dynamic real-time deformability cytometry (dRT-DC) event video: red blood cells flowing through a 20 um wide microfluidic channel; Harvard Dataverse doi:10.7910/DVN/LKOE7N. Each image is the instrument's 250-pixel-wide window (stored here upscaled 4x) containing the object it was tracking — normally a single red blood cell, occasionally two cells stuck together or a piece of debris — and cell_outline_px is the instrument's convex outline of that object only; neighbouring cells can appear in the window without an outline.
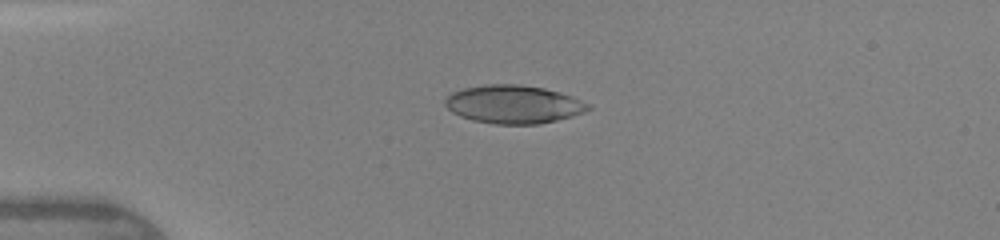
{"species": "human", "species_latin": "Homo sapiens", "temperature_condition": "warm", "stored_images_in_passage": 37, "camera_frame_rate_fps": 3000, "um_per_image_px": 0.085, "donor": {"sex": "female"}, "frame": {"image": 1, "passage_image": 2, "time_ms": 0.333, "image_size_px": [1000, 240], "cell_outline_px": [[592, 108], [584, 112], [572, 116], [540, 124], [496, 124], [472, 120], [460, 116], [452, 112], [444, 104], [444, 100], [452, 92], [464, 88], [488, 84], [516, 84], [544, 88], [560, 92], [572, 96], [592, 104]], "centroid_in_image_um": [43.67, 8.87], "position_along_channel_um": 41.3, "area_um2": 31.96}}
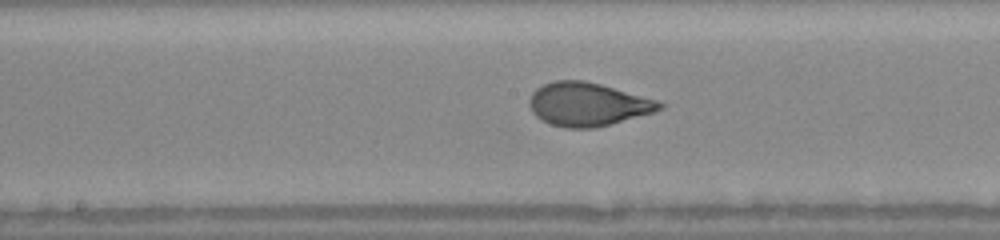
{"frame": {"image": 2, "passage_image": 15, "time_ms": 4.667, "image_size_px": [1000, 240], "cell_outline_px": [[664, 108], [652, 112], [608, 124], [592, 128], [564, 128], [552, 124], [536, 116], [532, 112], [528, 104], [532, 92], [536, 88], [544, 84], [556, 80], [584, 80], [600, 84], [656, 100], [664, 104]], "centroid_in_image_um": [49.91, 8.85], "position_along_channel_um": 198.3, "area_um2": 32.43}}
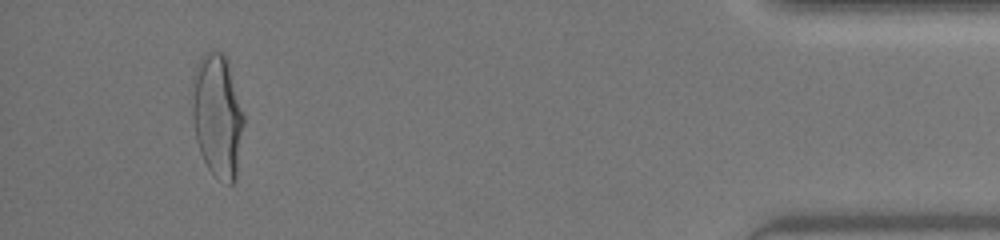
{"frame": {"image": 3, "passage_image": 34, "time_ms": 11.0, "image_size_px": [1000, 240], "cell_outline_px": [[244, 124], [236, 176], [232, 184], [228, 184], [216, 176], [208, 168], [200, 152], [196, 140], [192, 116], [192, 76], [200, 60], [208, 52], [220, 52], [228, 60], [244, 112]], "centroid_in_image_um": [18.49, 9.83], "position_along_channel_um": 416.7, "area_um2": 37.05}, "authors_computed_cell_mechanics": {"area_um2": 32.8304, "velocity_mm_per_s": 4.3691, "shape_relaxation_time_tau1_ms": 3.4606, "shape_relaxation_time_tau2_ms": null, "deformation_change_tau1": 0.1859, "deformation_change_tau2": null}}